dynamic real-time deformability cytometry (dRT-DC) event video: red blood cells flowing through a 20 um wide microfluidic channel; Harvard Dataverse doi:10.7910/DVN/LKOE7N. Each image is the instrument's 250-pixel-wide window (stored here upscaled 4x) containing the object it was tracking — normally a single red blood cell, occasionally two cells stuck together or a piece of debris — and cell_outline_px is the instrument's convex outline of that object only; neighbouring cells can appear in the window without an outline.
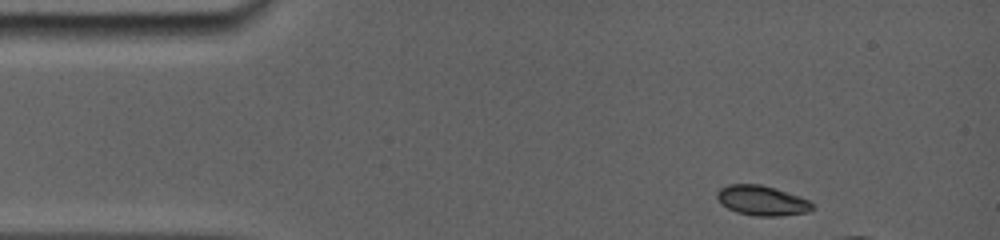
{"species": "common noctule bat (a hibernating species)", "species_latin": "Nyctalus noctula", "temperature_condition": "room temperature", "stored_images_in_passage": 6, "camera_frame_rate_fps": 5000, "um_per_image_px": 0.085, "animal": {"sex": "female", "body_mass_g": 19.0, "forearm_length_mm": 56.7}, "frame": {"image": 1, "passage_image": 1, "time_ms": 0.0, "image_size_px": [1000, 240], "cell_outline_px": [[812, 208], [808, 212], [780, 216], [756, 216], [736, 212], [720, 204], [716, 196], [716, 192], [720, 188], [728, 184], [760, 184], [800, 196], [808, 200], [812, 204]], "centroid_in_image_um": [64.72, 17.05], "position_along_channel_um": 20.3, "area_um2": 16.59}}